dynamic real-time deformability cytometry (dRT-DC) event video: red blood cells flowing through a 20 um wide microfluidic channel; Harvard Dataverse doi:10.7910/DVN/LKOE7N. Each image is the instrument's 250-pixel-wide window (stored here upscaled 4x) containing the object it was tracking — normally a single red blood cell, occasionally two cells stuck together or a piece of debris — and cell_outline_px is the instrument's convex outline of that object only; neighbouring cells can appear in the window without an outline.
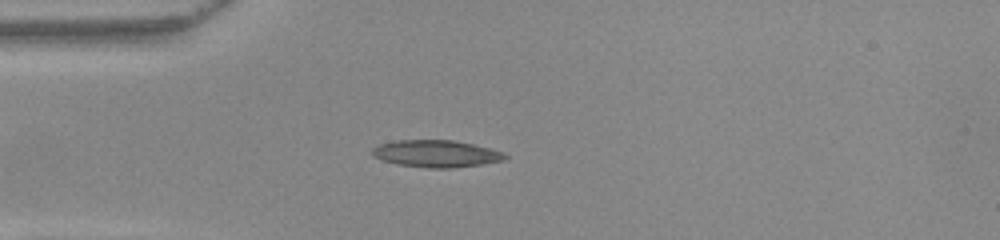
{"species": "common noctule bat (a hibernating species)", "species_latin": "Nyctalus noctula", "temperature_condition": "warm", "stored_images_in_passage": 38, "camera_frame_rate_fps": 3000, "um_per_image_px": 0.085, "animal": {"sex": "female", "body_mass_g": 22.0, "forearm_length_mm": 56.7}, "frame": {"image": 1, "passage_image": 1, "time_ms": 0.0, "image_size_px": [1000, 240], "cell_outline_px": [[508, 156], [504, 160], [480, 164], [452, 168], [428, 168], [396, 164], [372, 156], [372, 148], [380, 144], [396, 140], [452, 140], [472, 144], [504, 152]], "centroid_in_image_um": [37.06, 13.06], "position_along_channel_um": 47.9, "area_um2": 20.81}}
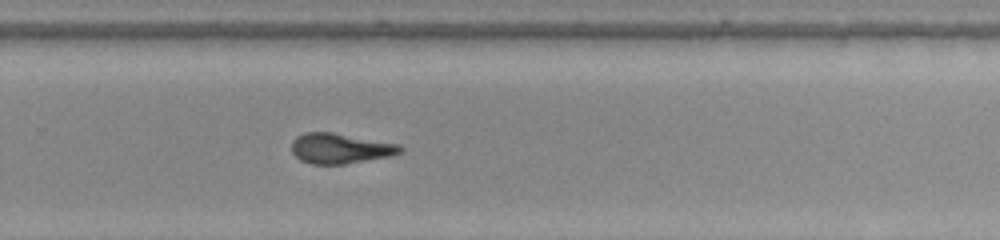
{"frame": {"image": 2, "passage_image": 21, "time_ms": 6.667, "image_size_px": [1000, 240], "cell_outline_px": [[404, 148], [400, 152], [392, 156], [344, 164], [312, 164], [300, 160], [292, 152], [292, 140], [296, 136], [304, 132], [332, 132], [400, 144]], "centroid_in_image_um": [28.92, 12.61], "position_along_channel_um": 300.9, "area_um2": 19.25}}
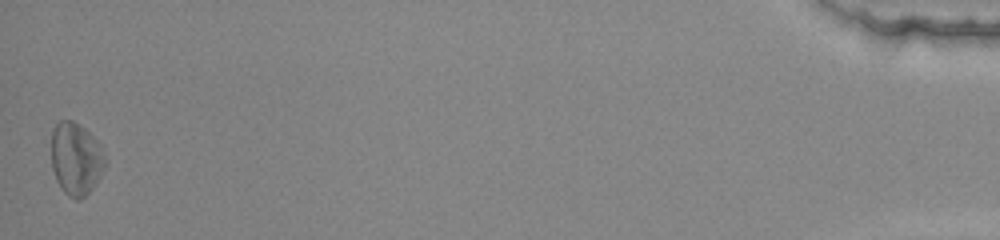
{"frame": {"image": 3, "passage_image": 38, "time_ms": 12.333, "image_size_px": [1000, 240], "cell_outline_px": [[104, 168], [100, 176], [92, 188], [80, 200], [76, 200], [68, 196], [60, 188], [56, 180], [52, 168], [52, 128], [60, 120], [72, 120], [84, 128], [96, 140], [104, 156]], "centroid_in_image_um": [6.42, 13.51], "position_along_channel_um": 428.8, "area_um2": 22.48}, "authors_computed_cell_mechanics": {"area_um2": 19.7387, "velocity_mm_per_s": 3.9898, "shape_relaxation_time_tau1_ms": 4.3159, "shape_relaxation_time_tau2_ms": 4.1034, "deformation_change_tau1": 0.1558, "deformation_change_tau2": 0.1524}}